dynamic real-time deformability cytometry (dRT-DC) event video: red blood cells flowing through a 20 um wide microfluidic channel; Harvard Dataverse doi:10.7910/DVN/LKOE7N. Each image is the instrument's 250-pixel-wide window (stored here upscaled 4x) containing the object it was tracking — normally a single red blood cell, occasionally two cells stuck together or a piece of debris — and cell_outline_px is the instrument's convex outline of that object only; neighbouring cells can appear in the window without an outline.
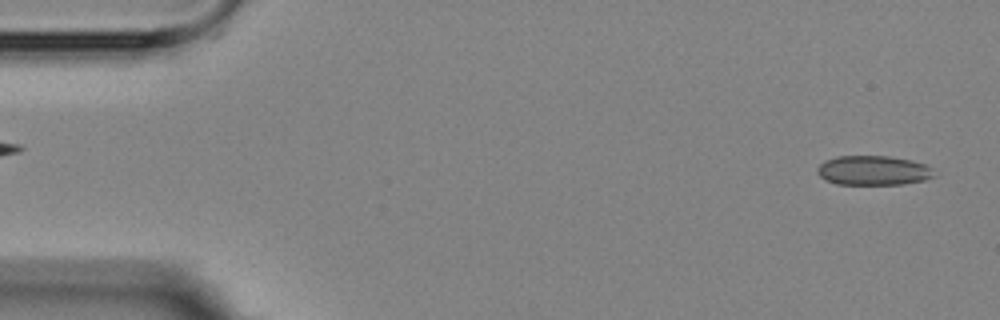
{"species": "Egyptian fruit bat (a non-hibernating species)", "species_latin": "Rousettus aegyptiacus", "temperature_condition": "room temperature", "stored_images_in_passage": 2, "segment_of_instrument_passage": [2, 2], "camera_frame_rate_fps": 3000, "um_per_image_px": 0.085, "animal": {"sex": "female"}, "frame": {"image": 1, "passage_image": 2, "time_ms": 1.0, "image_size_px": [1000, 320], "cell_outline_px": [[936, 176], [924, 180], [904, 184], [836, 184], [820, 176], [816, 172], [816, 168], [824, 160], [836, 156], [888, 156], [912, 160], [924, 164], [932, 168]], "centroid_in_image_um": [74.23, 14.48], "position_along_channel_um": 10.8, "area_um2": 20.17}}